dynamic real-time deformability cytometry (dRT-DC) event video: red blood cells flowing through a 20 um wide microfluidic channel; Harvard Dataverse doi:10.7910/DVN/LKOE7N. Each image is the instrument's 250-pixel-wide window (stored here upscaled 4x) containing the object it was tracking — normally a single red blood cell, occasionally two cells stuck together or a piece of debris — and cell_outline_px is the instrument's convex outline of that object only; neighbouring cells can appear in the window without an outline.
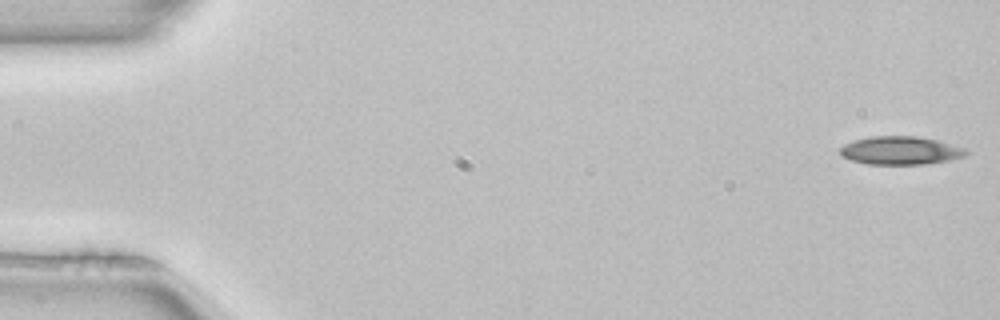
{"species": "common noctule bat (a hibernating species)", "species_latin": "Nyctalus noctula", "temperature_condition": "room temperature", "stored_images_in_passage": 51, "camera_frame_rate_fps": 3000, "um_per_image_px": 0.085, "animal": {"sex": "female", "body_mass_g": 22.7, "forearm_length_mm": 54.2}, "frame": {"image": 1, "passage_image": 1, "time_ms": 0.0, "image_size_px": [1000, 320], "cell_outline_px": [[968, 152], [964, 156], [948, 160], [924, 164], [868, 164], [852, 160], [840, 156], [840, 148], [844, 144], [856, 140], [872, 136], [916, 136], [936, 140], [964, 148]], "centroid_in_image_um": [76.51, 12.79], "position_along_channel_um": 8.5, "area_um2": 20.46}}
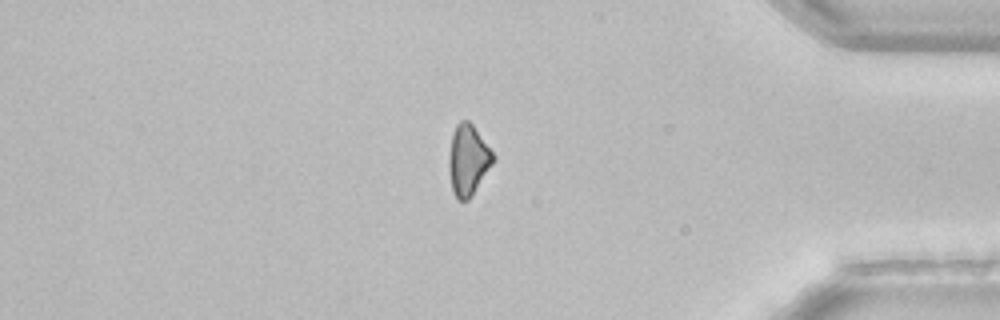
{"frame": {"image": 2, "passage_image": 43, "time_ms": 14.0, "image_size_px": [1000, 320], "cell_outline_px": [[496, 160], [472, 196], [468, 200], [456, 200], [452, 192], [448, 168], [448, 156], [452, 132], [456, 124], [460, 120], [468, 120], [472, 124], [496, 156]], "centroid_in_image_um": [39.78, 13.62], "position_along_channel_um": 395.4, "area_um2": 18.67}}
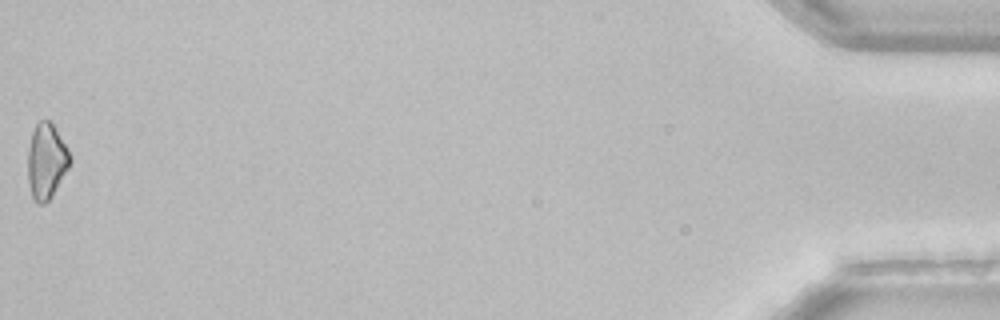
{"frame": {"image": 3, "passage_image": 51, "time_ms": 16.667, "image_size_px": [1000, 320], "cell_outline_px": [[72, 160], [68, 168], [52, 196], [44, 204], [40, 204], [32, 196], [28, 184], [28, 148], [32, 132], [36, 124], [40, 120], [48, 120], [52, 124], [68, 148], [72, 156]], "centroid_in_image_um": [3.95, 13.69], "position_along_channel_um": 431.3, "area_um2": 18.44}, "authors_computed_cell_mechanics": {"area_um2": 20.2878, "velocity_mm_per_s": 4.0218, "shape_relaxation_time_tau1_ms": 9.8667, "shape_relaxation_time_tau2_ms": null, "deformation_change_tau1": 0.1874, "deformation_change_tau2": null}}